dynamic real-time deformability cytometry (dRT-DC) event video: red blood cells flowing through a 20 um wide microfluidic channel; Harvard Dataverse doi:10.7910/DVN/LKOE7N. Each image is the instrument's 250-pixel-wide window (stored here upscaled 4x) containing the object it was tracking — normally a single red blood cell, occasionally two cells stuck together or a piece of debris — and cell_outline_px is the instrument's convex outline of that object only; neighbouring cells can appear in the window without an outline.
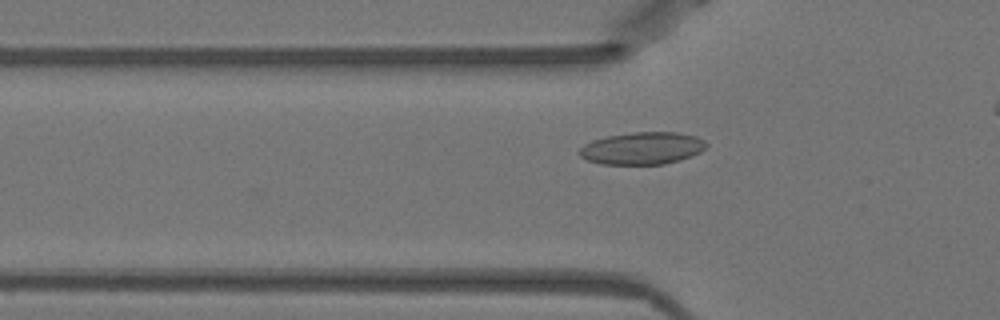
{"species": "Egyptian fruit bat (a non-hibernating species)", "species_latin": "Rousettus aegyptiacus", "temperature_condition": "warm", "stored_images_in_passage": 34, "camera_frame_rate_fps": 3000, "um_per_image_px": 0.085, "animal": {"sex": "female"}, "frame": {"image": 1, "passage_image": 6, "time_ms": 1.667, "image_size_px": [1000, 320], "cell_outline_px": [[708, 144], [700, 152], [692, 156], [680, 160], [664, 164], [600, 164], [588, 160], [580, 156], [576, 152], [584, 144], [592, 140], [608, 136], [632, 132], [676, 132], [696, 136], [704, 140]], "centroid_in_image_um": [54.58, 12.6], "position_along_channel_um": 71.2, "area_um2": 23.99}}
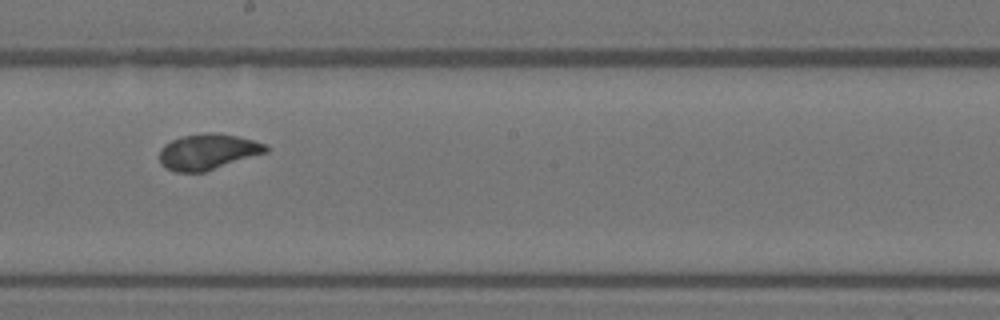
{"frame": {"image": 2, "passage_image": 18, "time_ms": 5.667, "image_size_px": [1000, 320], "cell_outline_px": [[268, 152], [204, 172], [176, 172], [164, 168], [160, 164], [160, 148], [164, 144], [180, 136], [208, 132], [212, 132], [236, 136], [268, 144]], "centroid_in_image_um": [17.65, 12.9], "position_along_channel_um": 230.6, "area_um2": 22.31}}
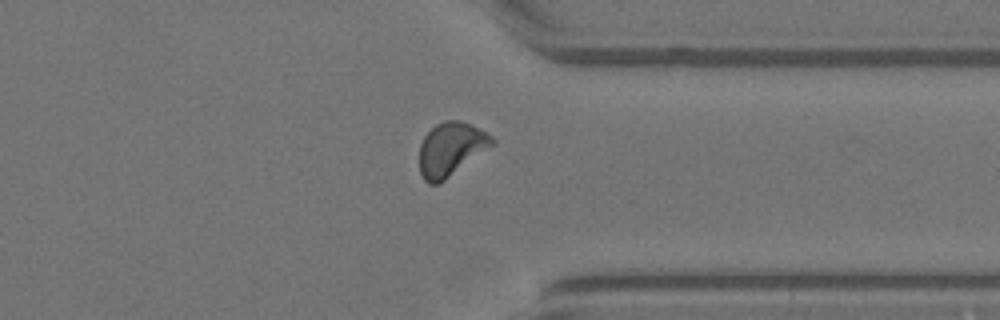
{"frame": {"image": 3, "passage_image": 29, "time_ms": 9.333, "image_size_px": [1000, 320], "cell_outline_px": [[496, 144], [444, 180], [436, 184], [428, 184], [424, 180], [420, 172], [420, 144], [424, 136], [436, 124], [444, 120], [460, 120], [472, 124], [492, 136], [496, 140]], "centroid_in_image_um": [38.35, 12.66], "position_along_channel_um": 373.0, "area_um2": 22.77}, "authors_computed_cell_mechanics": {"area_um2": 21.964, "velocity_mm_per_s": 3.9572, "shape_relaxation_time_tau1_ms": 3.8873, "shape_relaxation_time_tau2_ms": 1.1993, "deformation_change_tau1": 0.1048, "deformation_change_tau2": 0.0451}}